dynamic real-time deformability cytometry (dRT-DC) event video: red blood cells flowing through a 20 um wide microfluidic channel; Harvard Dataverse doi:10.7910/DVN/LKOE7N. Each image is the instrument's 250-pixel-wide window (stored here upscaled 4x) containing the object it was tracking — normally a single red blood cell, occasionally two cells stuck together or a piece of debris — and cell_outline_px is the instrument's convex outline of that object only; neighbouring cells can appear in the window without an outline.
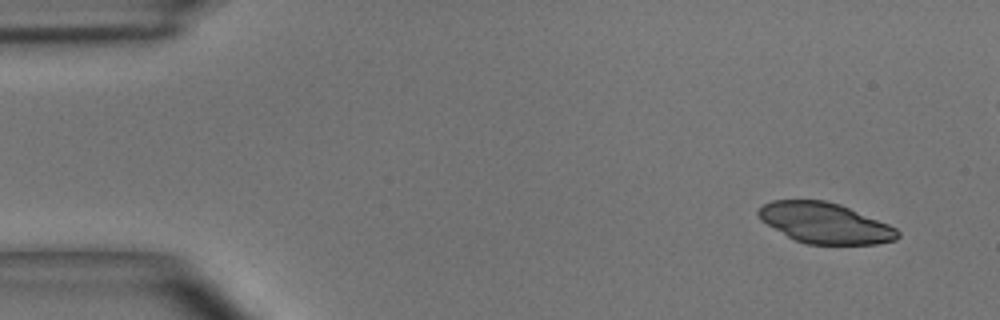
{"species": "common noctule bat (a hibernating species)", "species_latin": "Nyctalus noctula", "temperature_condition": "room temperature", "stored_images_in_passage": 43, "camera_frame_rate_fps": 3000, "um_per_image_px": 0.085, "animal": {"sex": "male", "body_mass_g": 15.6}, "frame": {"image": 1, "passage_image": 1, "time_ms": 0.0, "image_size_px": [1000, 320], "cell_outline_px": [[900, 236], [896, 240], [876, 244], [808, 244], [796, 240], [788, 236], [760, 220], [756, 212], [764, 204], [772, 200], [824, 200], [840, 204], [888, 224], [896, 228], [900, 232]], "centroid_in_image_um": [70.13, 18.96], "position_along_channel_um": 14.9, "area_um2": 32.71}}